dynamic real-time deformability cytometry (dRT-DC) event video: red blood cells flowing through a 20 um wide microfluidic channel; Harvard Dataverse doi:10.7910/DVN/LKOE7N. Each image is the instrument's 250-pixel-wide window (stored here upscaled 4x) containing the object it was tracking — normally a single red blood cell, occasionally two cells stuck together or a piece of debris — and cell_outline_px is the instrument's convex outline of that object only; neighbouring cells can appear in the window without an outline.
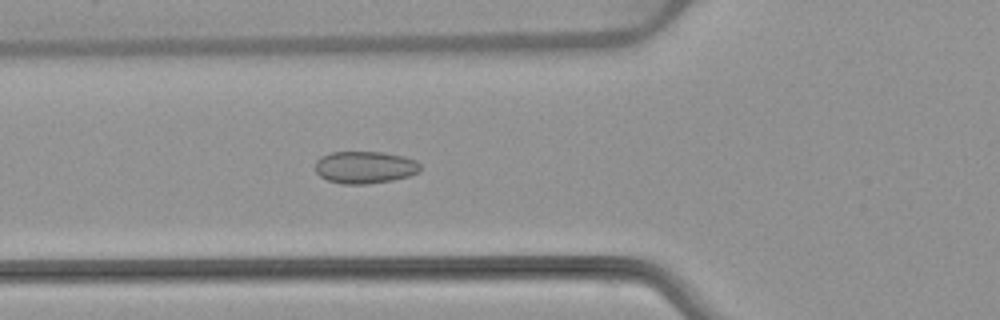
{"species": "common noctule bat (a hibernating species)", "species_latin": "Nyctalus noctula", "temperature_condition": "warm", "stored_images_in_passage": 38, "camera_frame_rate_fps": 3000, "um_per_image_px": 0.085, "animal": {"sex": "female", "body_mass_g": 22.7, "forearm_length_mm": 54.2}, "frame": {"image": 1, "passage_image": 4, "time_ms": 1.0, "image_size_px": [1000, 320], "cell_outline_px": [[420, 172], [408, 176], [392, 180], [368, 184], [344, 184], [328, 180], [320, 176], [316, 172], [316, 160], [320, 156], [332, 152], [384, 152], [404, 156], [416, 160], [420, 164]], "centroid_in_image_um": [31.02, 14.21], "position_along_channel_um": 94.8, "area_um2": 19.83}}
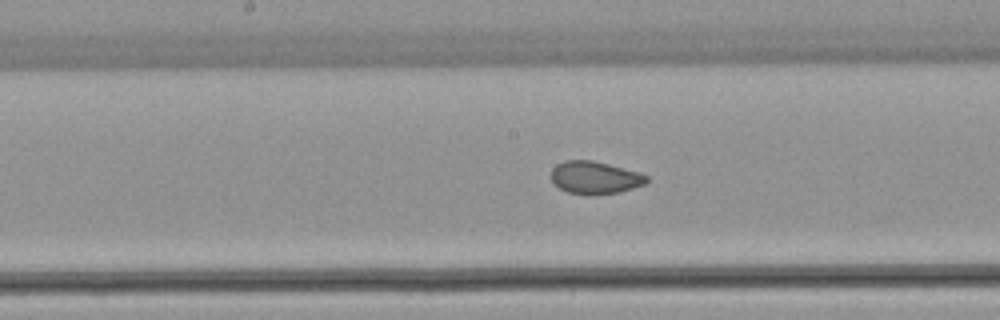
{"frame": {"image": 2, "passage_image": 12, "time_ms": 3.667, "image_size_px": [1000, 320], "cell_outline_px": [[648, 180], [644, 184], [620, 192], [588, 196], [568, 192], [560, 188], [552, 180], [552, 168], [556, 164], [564, 160], [592, 160], [640, 172], [648, 176]], "centroid_in_image_um": [50.57, 15.1], "position_along_channel_um": 197.6, "area_um2": 18.21}}
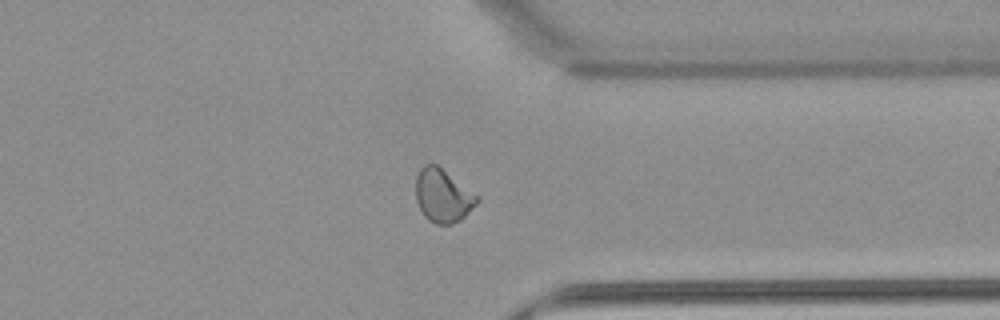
{"frame": {"image": 3, "passage_image": 26, "time_ms": 8.333, "image_size_px": [1000, 320], "cell_outline_px": [[480, 200], [460, 220], [452, 224], [436, 224], [428, 220], [424, 216], [416, 200], [416, 176], [420, 168], [424, 164], [436, 164], [480, 196]], "centroid_in_image_um": [37.64, 16.63], "position_along_channel_um": 373.8, "area_um2": 19.02}, "authors_computed_cell_mechanics": {"area_um2": 18.6694, "velocity_mm_per_s": 3.8393, "shape_relaxation_time_tau1_ms": null, "shape_relaxation_time_tau2_ms": 0.6653, "deformation_change_tau1": null, "deformation_change_tau2": 0.0395}}